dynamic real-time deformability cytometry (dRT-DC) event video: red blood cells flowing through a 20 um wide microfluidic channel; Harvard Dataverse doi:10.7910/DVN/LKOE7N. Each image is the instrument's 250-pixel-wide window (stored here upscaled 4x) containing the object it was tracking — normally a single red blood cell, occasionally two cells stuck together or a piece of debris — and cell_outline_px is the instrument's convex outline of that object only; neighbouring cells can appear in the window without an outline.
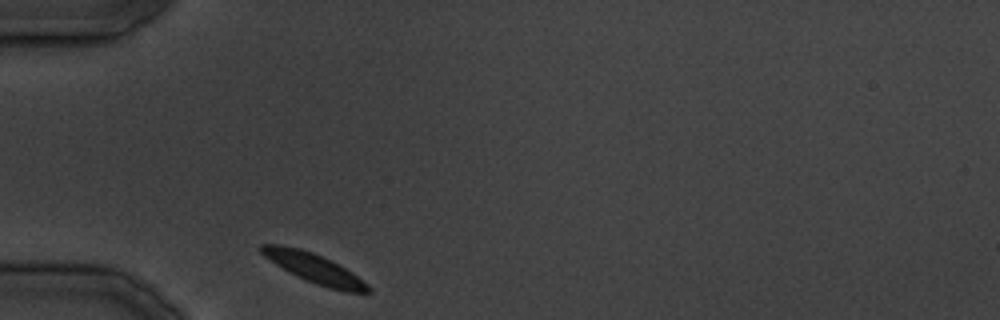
{"species": "common noctule bat (a hibernating species)", "species_latin": "Nyctalus noctula", "temperature_condition": "cold", "stored_images_in_passage": 22, "camera_frame_rate_fps": 3000, "um_per_image_px": 0.085, "animal": {"sex": "male", "body_mass_g": 19.5, "forearm_length_mm": 54.6}, "frame": {"image": 1, "passage_image": 1, "time_ms": 0.0, "image_size_px": [1000, 320], "cell_outline_px": [[372, 292], [344, 292], [328, 288], [316, 284], [296, 276], [288, 272], [264, 256], [260, 252], [260, 244], [280, 244], [300, 248], [312, 252], [340, 264], [352, 272], [368, 284], [372, 288]], "centroid_in_image_um": [26.73, 22.8], "position_along_channel_um": 58.3, "area_um2": 18.5}}
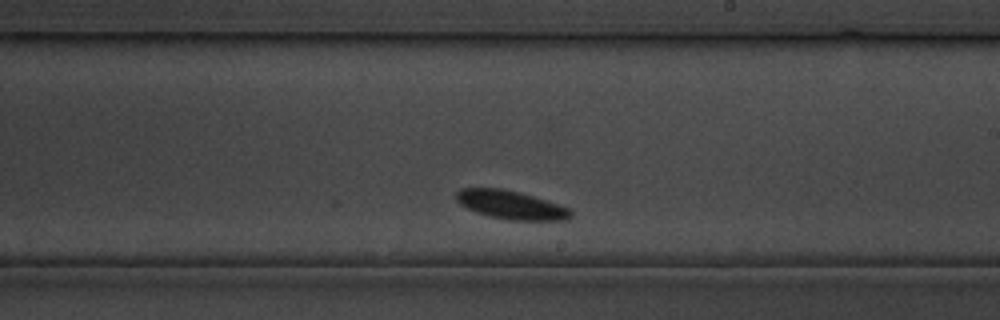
{"frame": {"image": 2, "passage_image": 13, "time_ms": 14.667, "image_size_px": [1000, 320], "cell_outline_px": [[572, 216], [568, 220], [508, 220], [476, 212], [460, 204], [456, 200], [456, 192], [460, 188], [500, 188], [520, 192], [560, 204], [568, 208], [572, 212]], "centroid_in_image_um": [43.44, 17.41], "position_along_channel_um": 245.6, "area_um2": 19.02}}
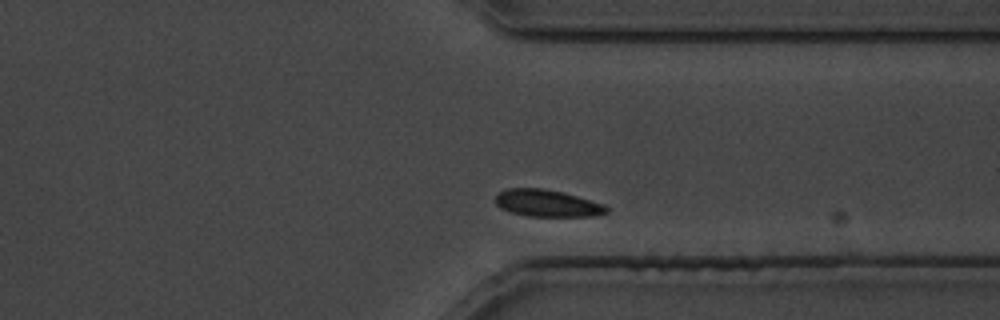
{"frame": {"image": 3, "passage_image": 20, "time_ms": 23.333, "image_size_px": [1000, 320], "cell_outline_px": [[608, 212], [596, 216], [528, 216], [512, 212], [500, 208], [496, 204], [496, 196], [504, 188], [544, 188], [564, 192], [604, 204], [608, 208]], "centroid_in_image_um": [46.52, 17.27], "position_along_channel_um": 364.9, "area_um2": 17.51}}